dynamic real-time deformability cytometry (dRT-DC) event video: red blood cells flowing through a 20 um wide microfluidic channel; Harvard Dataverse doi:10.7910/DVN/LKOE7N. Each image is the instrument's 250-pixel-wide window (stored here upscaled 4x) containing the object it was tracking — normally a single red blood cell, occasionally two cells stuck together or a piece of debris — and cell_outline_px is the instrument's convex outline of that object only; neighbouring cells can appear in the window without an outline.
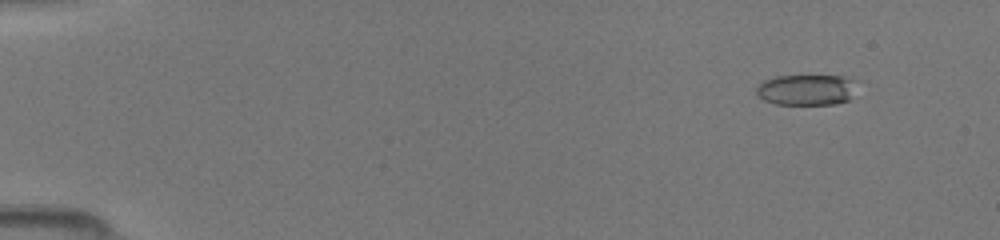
{"species": "common noctule bat (a hibernating species)", "species_latin": "Nyctalus noctula", "temperature_condition": "room temperature", "stored_images_in_passage": 48, "camera_frame_rate_fps": 3000, "um_per_image_px": 0.085, "animal": {"sex": "female", "body_mass_g": 19.5, "forearm_length_mm": 54.1}, "frame": {"image": 1, "passage_image": 5, "time_ms": 1.333, "image_size_px": [1000, 240], "cell_outline_px": [[852, 80], [848, 100], [836, 104], [776, 104], [764, 100], [756, 92], [756, 88], [764, 80], [776, 76], [844, 76]], "centroid_in_image_um": [68.45, 7.63], "position_along_channel_um": 16.5, "area_um2": 17.46}}
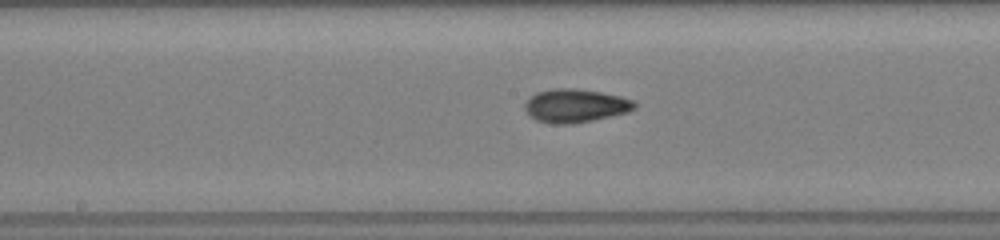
{"frame": {"image": 2, "passage_image": 27, "time_ms": 8.667, "image_size_px": [1000, 240], "cell_outline_px": [[636, 108], [628, 112], [592, 120], [572, 124], [556, 124], [536, 120], [528, 116], [524, 108], [524, 104], [536, 92], [552, 88], [576, 88], [600, 92], [620, 96], [636, 100]], "centroid_in_image_um": [48.9, 8.98], "position_along_channel_um": 199.3, "area_um2": 21.5}}
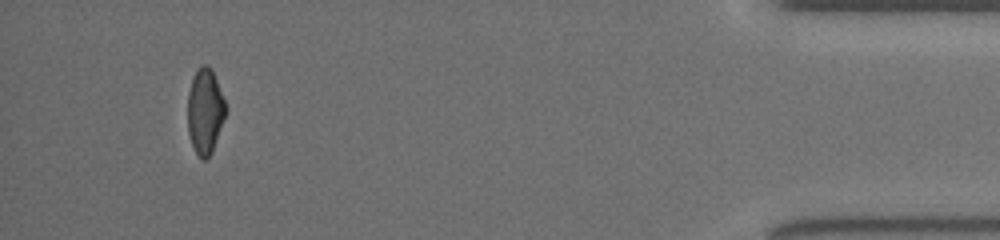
{"frame": {"image": 3, "passage_image": 47, "time_ms": 15.333, "image_size_px": [1000, 240], "cell_outline_px": [[228, 112], [212, 152], [204, 160], [200, 160], [192, 144], [188, 132], [188, 92], [192, 80], [200, 64], [208, 64], [212, 68], [228, 108]], "centroid_in_image_um": [17.46, 9.44], "position_along_channel_um": 417.7, "area_um2": 19.25}}